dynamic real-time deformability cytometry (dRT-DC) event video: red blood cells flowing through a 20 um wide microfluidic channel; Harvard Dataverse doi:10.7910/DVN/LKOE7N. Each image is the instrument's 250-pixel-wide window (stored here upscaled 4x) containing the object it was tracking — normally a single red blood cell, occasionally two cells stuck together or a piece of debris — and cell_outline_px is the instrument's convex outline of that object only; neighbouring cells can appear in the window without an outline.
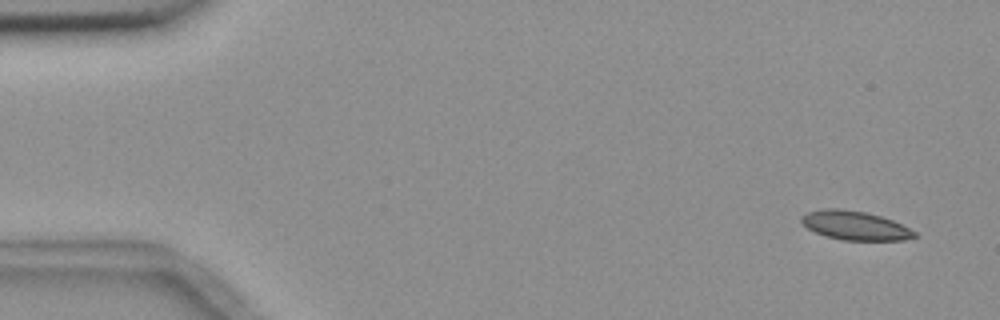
{"species": "common noctule bat (a hibernating species)", "species_latin": "Nyctalus noctula", "temperature_condition": "room temperature", "stored_images_in_passage": 7, "camera_frame_rate_fps": 3000, "um_per_image_px": 0.085, "animal": {"sex": "female", "body_mass_g": 18.4}, "frame": {"image": 1, "passage_image": 1, "time_ms": 0.0, "image_size_px": [1000, 320], "cell_outline_px": [[916, 236], [904, 240], [844, 240], [824, 236], [808, 228], [800, 220], [800, 216], [808, 212], [824, 208], [840, 208], [864, 212], [880, 216], [892, 220], [916, 232]], "centroid_in_image_um": [72.64, 19.16], "position_along_channel_um": 12.4, "area_um2": 18.9}}
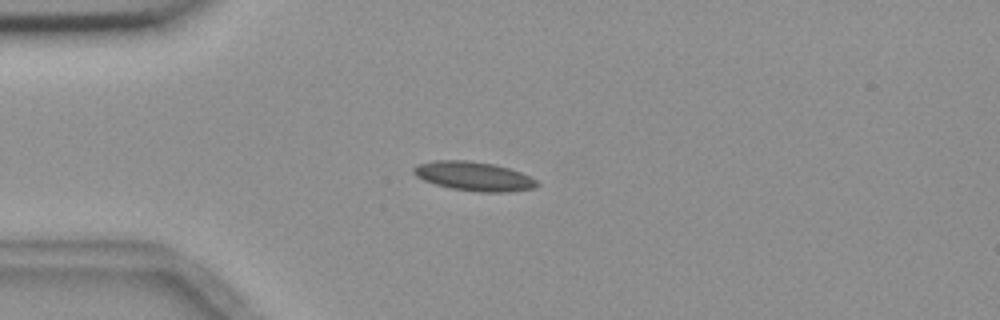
{"frame": {"image": 2, "passage_image": 4, "time_ms": 3.667, "image_size_px": [1000, 320], "cell_outline_px": [[540, 184], [532, 188], [508, 192], [480, 192], [452, 188], [436, 184], [424, 180], [416, 176], [412, 172], [412, 168], [416, 164], [432, 160], [468, 160], [492, 164], [508, 168], [520, 172], [536, 180]], "centroid_in_image_um": [40.22, 14.97], "position_along_channel_um": 44.8, "area_um2": 20.81}}
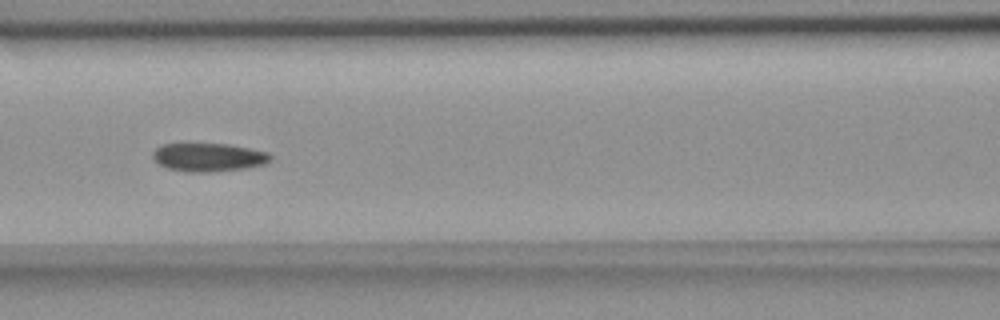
{"frame": {"image": 3, "passage_image": 7, "time_ms": 7.0, "image_size_px": [1000, 320], "cell_outline_px": [[272, 160], [264, 164], [244, 168], [212, 172], [188, 172], [168, 168], [160, 164], [152, 156], [152, 152], [160, 144], [228, 144], [268, 152], [272, 156]], "centroid_in_image_um": [17.73, 13.36], "position_along_channel_um": 148.9, "area_um2": 19.36}}